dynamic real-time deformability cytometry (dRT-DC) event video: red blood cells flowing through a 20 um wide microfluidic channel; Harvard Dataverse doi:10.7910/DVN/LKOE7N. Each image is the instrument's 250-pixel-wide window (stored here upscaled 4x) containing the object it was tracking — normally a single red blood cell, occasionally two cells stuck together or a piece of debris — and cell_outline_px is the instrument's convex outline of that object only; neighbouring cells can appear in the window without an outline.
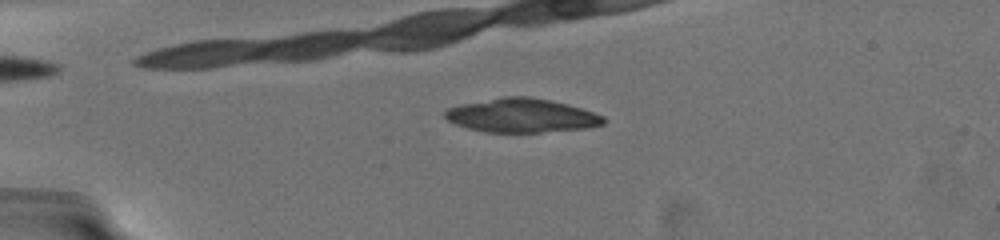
{"species": "common noctule bat (a hibernating species)", "species_latin": "Nyctalus noctula", "temperature_condition": "warm", "stored_images_in_passage": 14, "camera_frame_rate_fps": 3000, "um_per_image_px": 0.085, "animal": {"sex": "female", "body_mass_g": 19.5, "forearm_length_mm": 54.1}, "frame": {"image": 1, "passage_image": 8, "time_ms": 4.333, "image_size_px": [1000, 240], "cell_outline_px": [[604, 124], [588, 128], [540, 132], [484, 132], [468, 128], [456, 124], [448, 120], [444, 116], [444, 112], [448, 108], [460, 104], [500, 96], [528, 96], [568, 104], [604, 116]], "centroid_in_image_um": [44.31, 9.81], "position_along_channel_um": 40.7, "area_um2": 31.27}}